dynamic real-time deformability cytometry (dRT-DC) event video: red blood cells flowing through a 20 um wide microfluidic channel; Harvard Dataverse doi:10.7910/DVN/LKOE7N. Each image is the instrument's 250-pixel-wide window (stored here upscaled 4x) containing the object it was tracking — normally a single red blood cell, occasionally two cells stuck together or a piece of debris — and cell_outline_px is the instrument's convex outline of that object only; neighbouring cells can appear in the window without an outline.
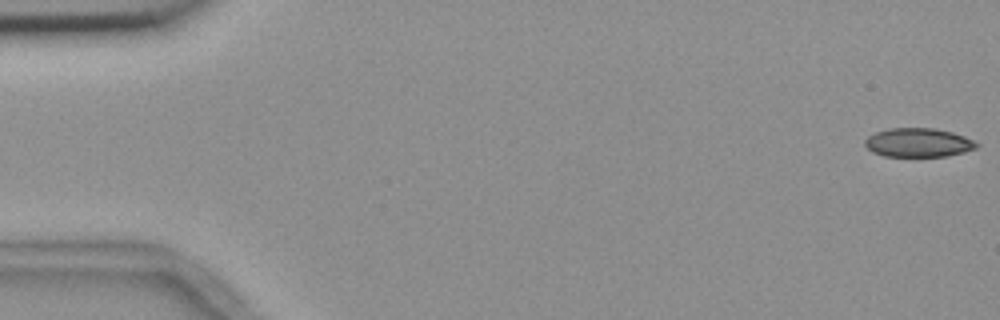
{"species": "common noctule bat (a hibernating species)", "species_latin": "Nyctalus noctula", "temperature_condition": "room temperature", "stored_images_in_passage": 56, "camera_frame_rate_fps": 3000, "um_per_image_px": 0.085, "animal": {"sex": "female", "body_mass_g": 18.4}, "frame": {"image": 1, "passage_image": 1, "time_ms": 0.0, "image_size_px": [1000, 320], "cell_outline_px": [[980, 144], [976, 148], [964, 152], [948, 156], [884, 156], [872, 152], [864, 144], [864, 140], [868, 136], [876, 132], [888, 128], [936, 128], [952, 132], [964, 136]], "centroid_in_image_um": [78.05, 12.12], "position_along_channel_um": 7.0, "area_um2": 18.84}}
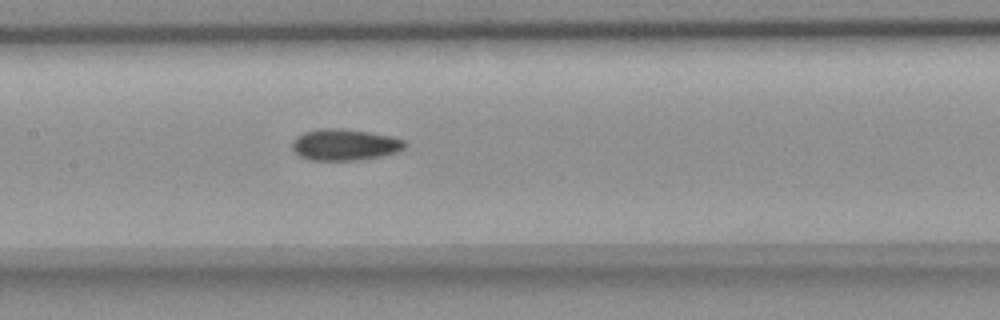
{"frame": {"image": 2, "passage_image": 27, "time_ms": 8.667, "image_size_px": [1000, 320], "cell_outline_px": [[408, 144], [404, 148], [396, 152], [380, 156], [360, 160], [312, 160], [300, 156], [292, 148], [292, 140], [296, 136], [304, 132], [320, 128], [344, 128], [392, 136], [404, 140]], "centroid_in_image_um": [29.3, 12.29], "position_along_channel_um": 178.1, "area_um2": 20.69}}
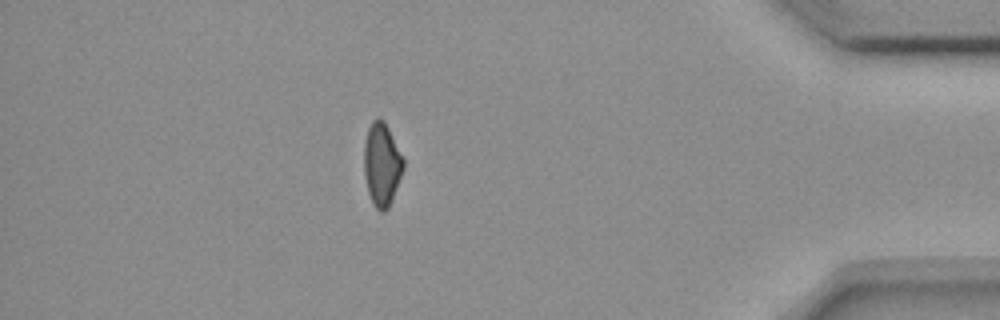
{"frame": {"image": 3, "passage_image": 49, "time_ms": 16.0, "image_size_px": [1000, 320], "cell_outline_px": [[404, 168], [392, 200], [388, 208], [384, 212], [380, 212], [372, 204], [368, 192], [364, 176], [364, 140], [368, 128], [372, 120], [376, 116], [380, 116], [384, 120], [404, 160]], "centroid_in_image_um": [32.43, 13.96], "position_along_channel_um": 402.8, "area_um2": 19.25}}